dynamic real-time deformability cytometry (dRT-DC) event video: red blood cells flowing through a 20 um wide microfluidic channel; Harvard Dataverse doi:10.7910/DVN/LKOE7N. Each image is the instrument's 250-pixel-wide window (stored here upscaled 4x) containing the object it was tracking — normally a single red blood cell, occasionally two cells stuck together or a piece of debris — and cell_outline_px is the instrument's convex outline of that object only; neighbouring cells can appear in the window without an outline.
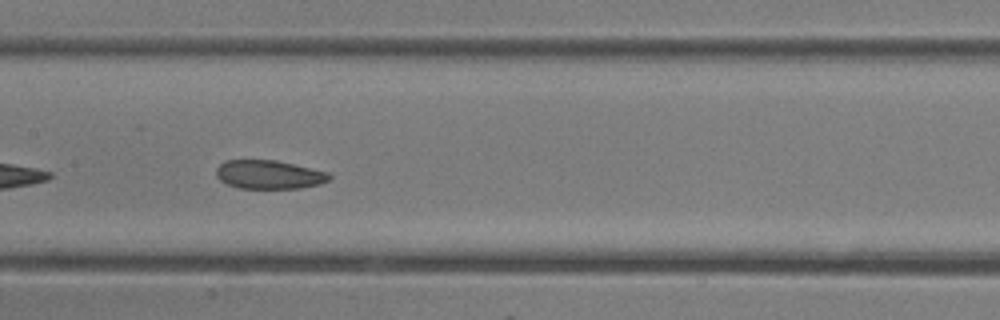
{"species": "common noctule bat (a hibernating species)", "species_latin": "Nyctalus noctula", "temperature_condition": "room temperature", "stored_images_in_passage": 17, "camera_frame_rate_fps": 3000, "um_per_image_px": 0.085, "animal": {"sex": "female"}, "frame": {"image": 1, "passage_image": 15, "time_ms": 4.667, "image_size_px": [1000, 320], "cell_outline_px": [[332, 176], [328, 180], [320, 184], [300, 188], [240, 188], [228, 184], [220, 180], [216, 176], [216, 168], [224, 160], [276, 160], [328, 172]], "centroid_in_image_um": [22.85, 14.83], "position_along_channel_um": 184.5, "area_um2": 18.84}}